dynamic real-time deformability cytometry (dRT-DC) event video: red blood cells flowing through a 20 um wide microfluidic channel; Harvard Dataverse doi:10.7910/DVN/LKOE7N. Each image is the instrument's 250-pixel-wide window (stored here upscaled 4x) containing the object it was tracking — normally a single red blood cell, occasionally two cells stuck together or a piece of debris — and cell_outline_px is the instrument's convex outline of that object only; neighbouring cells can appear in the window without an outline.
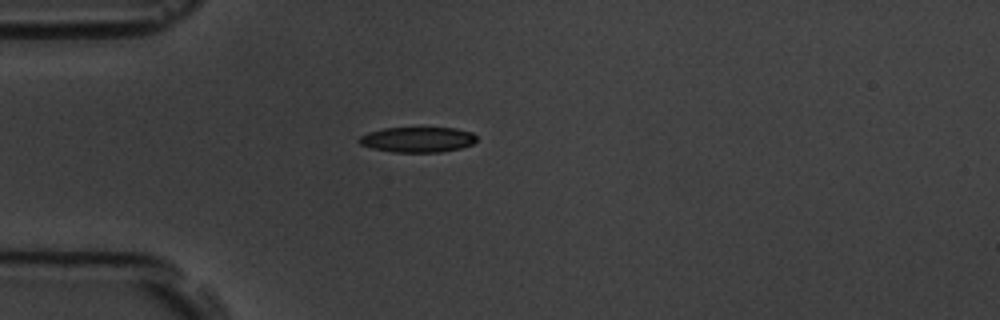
{"species": "common noctule bat (a hibernating species)", "species_latin": "Nyctalus noctula", "temperature_condition": "room temperature", "stored_images_in_passage": 5, "camera_frame_rate_fps": 3000, "um_per_image_px": 0.085, "animal": {"sex": "male", "body_mass_g": 19.5, "forearm_length_mm": 54.6}, "frame": {"image": 1, "passage_image": 1, "time_ms": 0.0, "image_size_px": [1000, 320], "cell_outline_px": [[476, 140], [472, 144], [460, 148], [440, 152], [392, 152], [372, 148], [360, 144], [356, 140], [360, 136], [368, 132], [384, 128], [456, 128], [472, 132], [476, 136]], "centroid_in_image_um": [35.47, 11.86], "position_along_channel_um": 49.5, "area_um2": 17.34}}
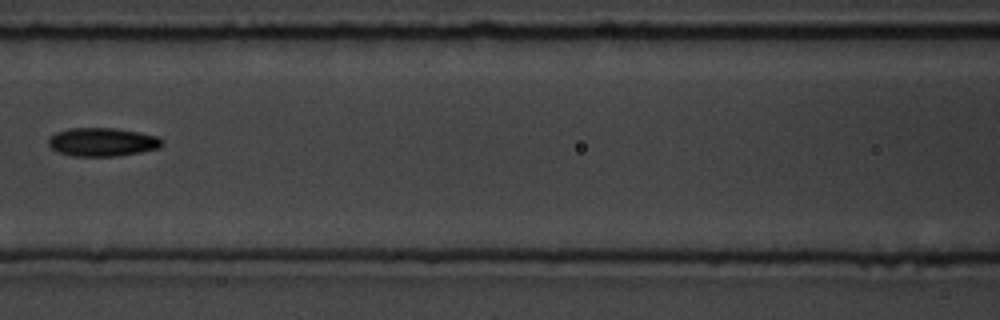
{"frame": {"image": 2, "passage_image": 4, "time_ms": 3.333, "image_size_px": [1000, 320], "cell_outline_px": [[164, 144], [160, 148], [120, 156], [72, 156], [60, 152], [52, 148], [48, 144], [48, 140], [56, 132], [72, 128], [116, 128], [140, 132], [156, 136], [164, 140]], "centroid_in_image_um": [8.75, 12.07], "position_along_channel_um": 157.8, "area_um2": 18.9}}
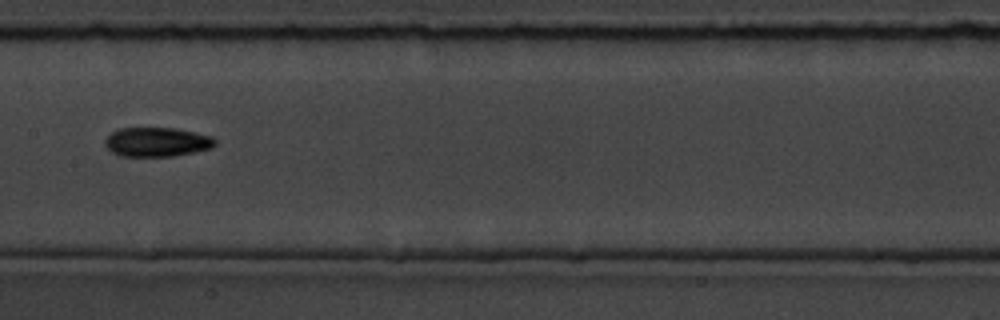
{"frame": {"image": 3, "passage_image": 5, "time_ms": 4.333, "image_size_px": [1000, 320], "cell_outline_px": [[216, 144], [212, 148], [172, 156], [120, 156], [112, 152], [104, 144], [104, 140], [112, 132], [120, 128], [176, 128], [196, 132], [212, 136], [216, 140]], "centroid_in_image_um": [13.34, 12.06], "position_along_channel_um": 194.1, "area_um2": 18.79}}